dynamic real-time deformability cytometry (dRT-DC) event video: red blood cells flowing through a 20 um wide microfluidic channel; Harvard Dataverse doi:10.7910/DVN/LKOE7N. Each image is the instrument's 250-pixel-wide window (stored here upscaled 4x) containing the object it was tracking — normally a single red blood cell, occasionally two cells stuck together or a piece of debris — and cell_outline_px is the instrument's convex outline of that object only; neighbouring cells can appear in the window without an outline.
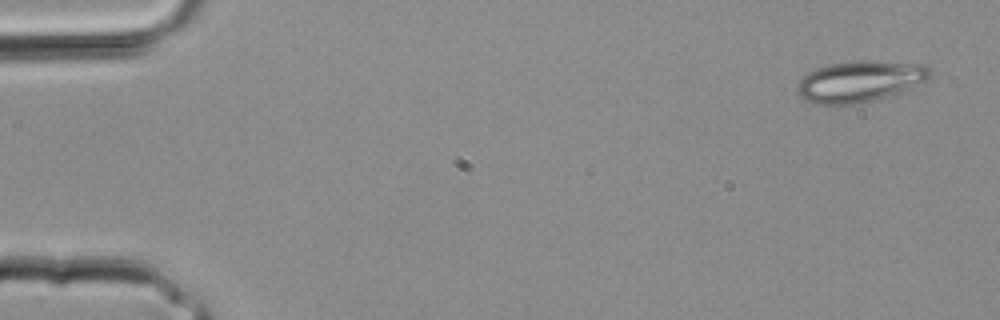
{"species": "common noctule bat (a hibernating species)", "species_latin": "Nyctalus noctula", "temperature_condition": "room temperature", "stored_images_in_passage": 2, "camera_frame_rate_fps": 3000, "um_per_image_px": 0.085, "animal": {"sex": "male", "body_mass_g": 20.4}, "frame": {"image": 1, "passage_image": 1, "time_ms": 0.0, "image_size_px": [1000, 320], "cell_outline_px": [[932, 76], [928, 80], [912, 88], [900, 92], [872, 100], [856, 104], [816, 104], [804, 100], [800, 96], [796, 88], [796, 84], [808, 72], [832, 64], [852, 60], [872, 60], [928, 64]], "centroid_in_image_um": [73.13, 6.9], "position_along_channel_um": 11.9, "area_um2": 32.08}}